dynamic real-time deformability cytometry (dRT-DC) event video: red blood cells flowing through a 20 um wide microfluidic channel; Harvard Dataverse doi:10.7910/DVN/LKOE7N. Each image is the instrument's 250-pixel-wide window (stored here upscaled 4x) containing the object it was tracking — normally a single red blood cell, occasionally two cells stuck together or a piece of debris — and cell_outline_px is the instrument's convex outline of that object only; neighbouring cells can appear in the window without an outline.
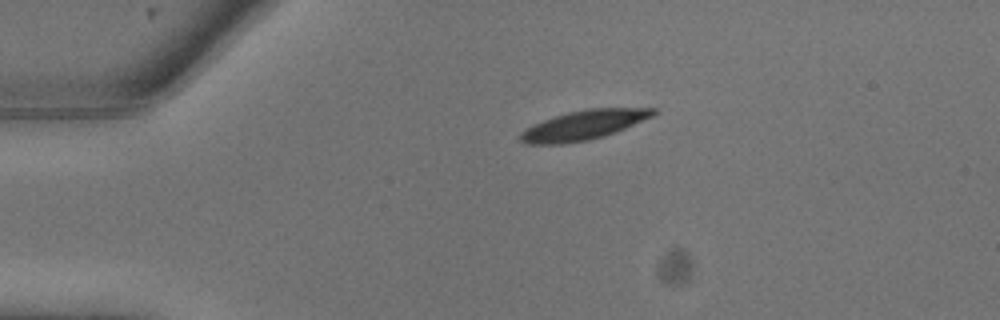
{"species": "common noctule bat (a hibernating species)", "species_latin": "Nyctalus noctula", "temperature_condition": "warm", "stored_images_in_passage": 20, "camera_frame_rate_fps": 3000, "um_per_image_px": 0.085, "animal": {"sex": "male", "body_mass_g": 13.3}, "frame": {"image": 1, "passage_image": 1, "time_ms": 0.0, "image_size_px": [1000, 320], "cell_outline_px": [[656, 112], [652, 116], [616, 132], [604, 136], [588, 140], [564, 144], [524, 144], [520, 140], [520, 132], [544, 120], [568, 112], [588, 108], [656, 108]], "centroid_in_image_um": [49.61, 10.64], "position_along_channel_um": 35.4, "area_um2": 22.54}}
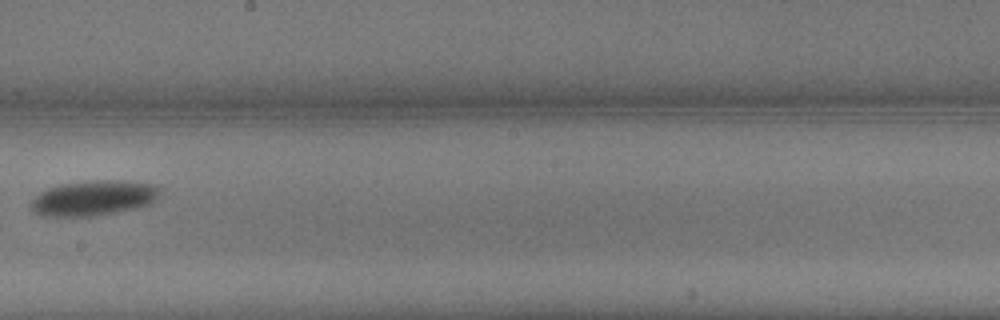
{"frame": {"image": 2, "passage_image": 10, "time_ms": 3.0, "image_size_px": [1000, 320], "cell_outline_px": [[164, 188], [156, 200], [148, 204], [136, 208], [116, 212], [88, 216], [40, 216], [32, 212], [28, 204], [40, 192], [48, 188], [60, 184], [84, 180], [128, 180], [156, 184]], "centroid_in_image_um": [7.97, 16.81], "position_along_channel_um": 240.2, "area_um2": 27.05}}
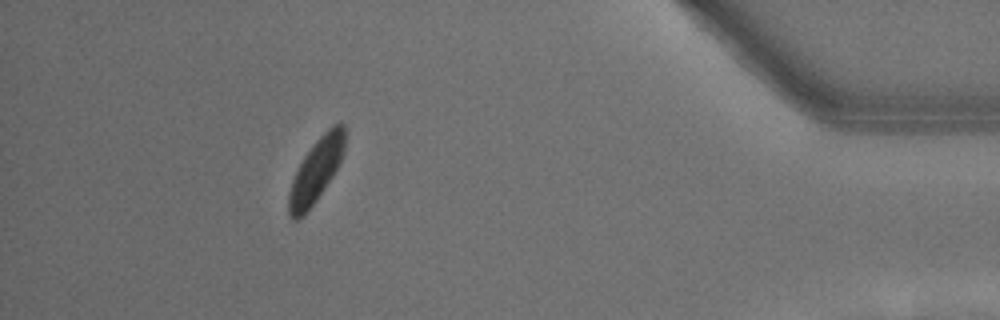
{"frame": {"image": 3, "passage_image": 18, "time_ms": 5.667, "image_size_px": [1000, 320], "cell_outline_px": [[348, 132], [344, 152], [340, 164], [316, 200], [296, 220], [292, 220], [288, 216], [288, 192], [292, 180], [304, 156], [316, 140], [332, 124], [344, 124]], "centroid_in_image_um": [26.91, 14.42], "position_along_channel_um": 408.3, "area_um2": 20.75}}